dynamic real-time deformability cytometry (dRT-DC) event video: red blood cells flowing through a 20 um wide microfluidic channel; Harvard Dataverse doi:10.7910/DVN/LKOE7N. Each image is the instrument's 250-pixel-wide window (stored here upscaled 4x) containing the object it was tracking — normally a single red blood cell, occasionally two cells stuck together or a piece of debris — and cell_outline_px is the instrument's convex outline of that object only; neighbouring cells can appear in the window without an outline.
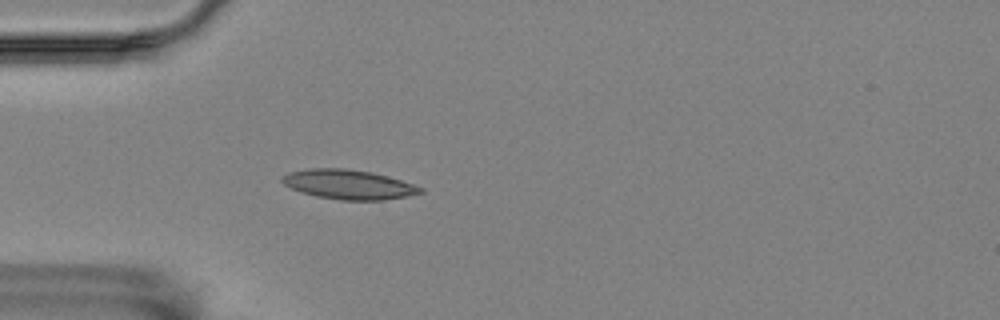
{"species": "Egyptian fruit bat (a non-hibernating species)", "species_latin": "Rousettus aegyptiacus", "temperature_condition": "room temperature", "stored_images_in_passage": 48, "camera_frame_rate_fps": 3000, "um_per_image_px": 0.085, "animal": {"sex": "female"}, "frame": {"image": 1, "passage_image": 8, "time_ms": 2.333, "image_size_px": [1000, 320], "cell_outline_px": [[424, 192], [384, 200], [340, 200], [316, 196], [300, 192], [284, 184], [280, 180], [280, 176], [288, 172], [308, 168], [344, 168], [372, 172], [400, 180], [424, 188]], "centroid_in_image_um": [29.57, 15.67], "position_along_channel_um": 55.4, "area_um2": 23.76}}
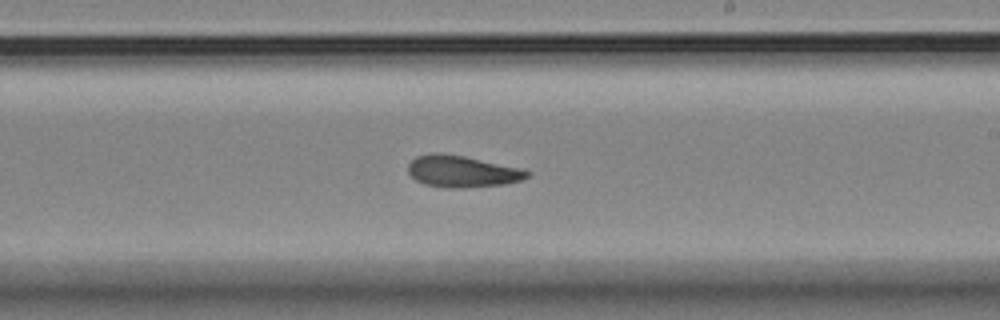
{"frame": {"image": 2, "passage_image": 25, "time_ms": 8.0, "image_size_px": [1000, 320], "cell_outline_px": [[528, 176], [520, 180], [504, 184], [464, 188], [444, 188], [424, 184], [416, 180], [408, 172], [408, 164], [416, 156], [436, 152], [440, 152], [464, 156], [516, 168], [528, 172]], "centroid_in_image_um": [39.18, 14.58], "position_along_channel_um": 249.8, "area_um2": 21.62}}
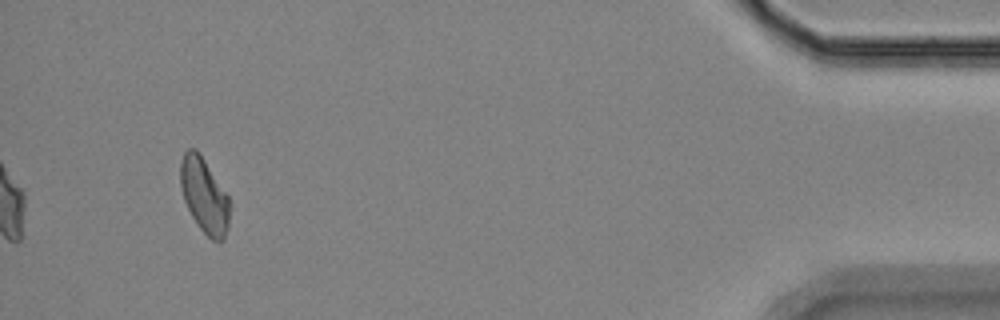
{"frame": {"image": 3, "passage_image": 45, "time_ms": 14.667, "image_size_px": [1000, 320], "cell_outline_px": [[228, 228], [224, 240], [220, 244], [212, 240], [200, 228], [192, 216], [184, 200], [180, 184], [180, 164], [184, 152], [188, 148], [196, 148], [228, 196]], "centroid_in_image_um": [17.35, 16.64], "position_along_channel_um": 417.9, "area_um2": 21.21}, "authors_computed_cell_mechanics": {"area_um2": 21.675, "velocity_mm_per_s": 3.5255, "shape_relaxation_time_tau1_ms": 7.9969, "shape_relaxation_time_tau2_ms": 3.8532, "deformation_change_tau1": 0.1603, "deformation_change_tau2": 0.1074}}